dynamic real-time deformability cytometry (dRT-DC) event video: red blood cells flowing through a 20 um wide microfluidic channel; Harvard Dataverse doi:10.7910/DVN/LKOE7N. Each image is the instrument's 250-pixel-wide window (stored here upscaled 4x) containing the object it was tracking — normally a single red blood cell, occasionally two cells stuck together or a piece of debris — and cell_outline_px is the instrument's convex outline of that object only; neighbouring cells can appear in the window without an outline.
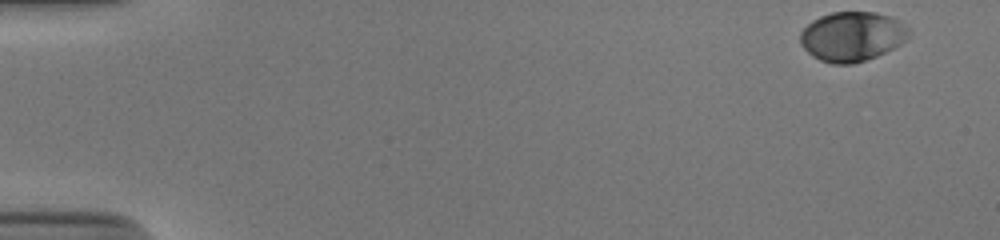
{"species": "human", "species_latin": "Homo sapiens", "temperature_condition": "cold", "stored_images_in_passage": 47, "camera_frame_rate_fps": 3000, "um_per_image_px": 0.085, "donor": {"sex": "male"}, "frame": {"image": 1, "passage_image": 1, "time_ms": 0.0, "image_size_px": [1000, 240], "cell_outline_px": [[908, 36], [900, 44], [876, 56], [852, 64], [832, 64], [820, 60], [812, 56], [800, 44], [800, 32], [812, 20], [820, 16], [832, 12], [876, 12], [900, 20], [908, 28]], "centroid_in_image_um": [72.39, 3.09], "position_along_channel_um": 12.6, "area_um2": 31.21}}
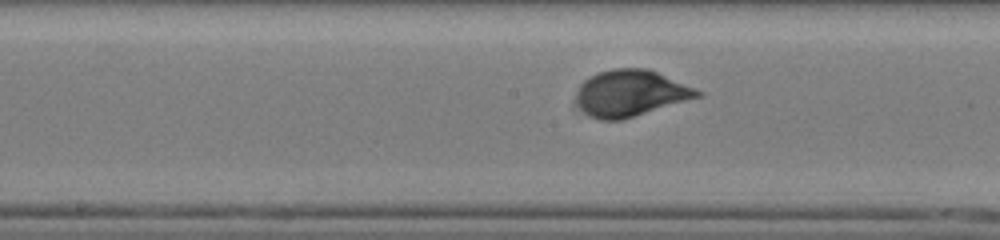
{"frame": {"image": 2, "passage_image": 27, "time_ms": 8.667, "image_size_px": [1000, 240], "cell_outline_px": [[704, 96], [620, 120], [600, 120], [588, 116], [584, 112], [576, 100], [576, 92], [580, 84], [584, 80], [600, 72], [612, 68], [648, 68], [696, 88], [704, 92]], "centroid_in_image_um": [53.63, 7.92], "position_along_channel_um": 194.6, "area_um2": 32.83}}
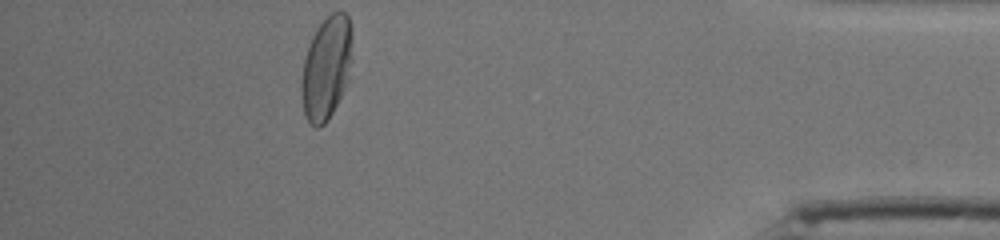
{"frame": {"image": 3, "passage_image": 47, "time_ms": 15.333, "image_size_px": [1000, 240], "cell_outline_px": [[352, 60], [348, 80], [328, 120], [320, 128], [316, 128], [304, 116], [300, 96], [300, 88], [304, 60], [312, 36], [316, 28], [332, 12], [344, 12], [348, 16], [352, 28]], "centroid_in_image_um": [27.74, 5.78], "position_along_channel_um": 407.5, "area_um2": 30.75}, "authors_computed_cell_mechanics": {"area_um2": 31.5588, "velocity_mm_per_s": 3.8435, "shape_relaxation_time_tau1_ms": 3.3436, "shape_relaxation_time_tau2_ms": null, "deformation_change_tau1": 0.1557, "deformation_change_tau2": null}}